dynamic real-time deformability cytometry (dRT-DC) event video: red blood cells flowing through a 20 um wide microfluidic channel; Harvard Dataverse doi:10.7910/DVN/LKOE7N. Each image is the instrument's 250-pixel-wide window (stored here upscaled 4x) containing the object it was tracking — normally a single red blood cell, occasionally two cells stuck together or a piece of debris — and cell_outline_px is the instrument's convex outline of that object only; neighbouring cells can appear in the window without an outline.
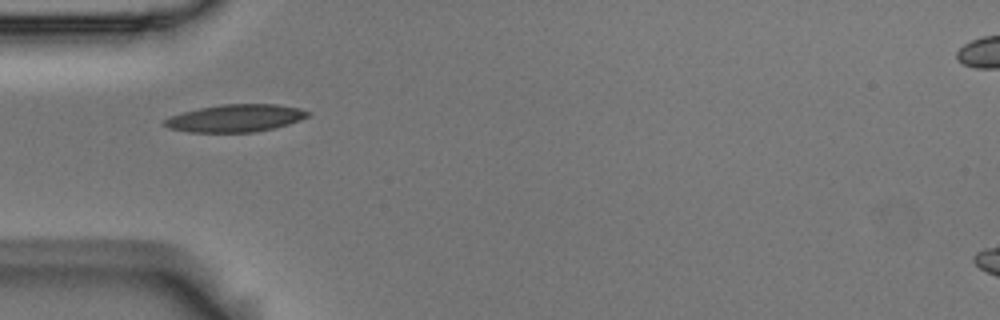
{"species": "Egyptian fruit bat (a non-hibernating species)", "species_latin": "Rousettus aegyptiacus", "temperature_condition": "room temperature", "stored_images_in_passage": 11, "camera_frame_rate_fps": 3000, "um_per_image_px": 0.085, "animal": {"sex": "male"}, "frame": {"image": 1, "passage_image": 5, "time_ms": 1.333, "image_size_px": [1000, 320], "cell_outline_px": [[312, 112], [308, 116], [300, 120], [288, 124], [272, 128], [252, 132], [188, 132], [168, 128], [160, 124], [164, 120], [172, 116], [184, 112], [200, 108], [224, 104], [276, 104], [300, 108]], "centroid_in_image_um": [20.01, 10.04], "position_along_channel_um": 65.0, "area_um2": 22.83}}
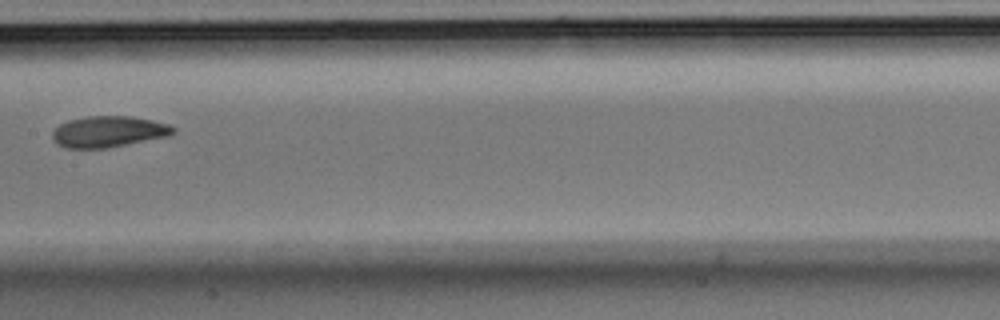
{"frame": {"image": 2, "passage_image": 8, "time_ms": 2.333, "image_size_px": [1000, 320], "cell_outline_px": [[176, 132], [164, 136], [108, 148], [64, 148], [56, 144], [52, 140], [52, 132], [60, 124], [68, 120], [88, 116], [128, 116], [152, 120], [168, 124], [176, 128]], "centroid_in_image_um": [9.16, 11.19], "position_along_channel_um": 198.2, "area_um2": 21.79}}
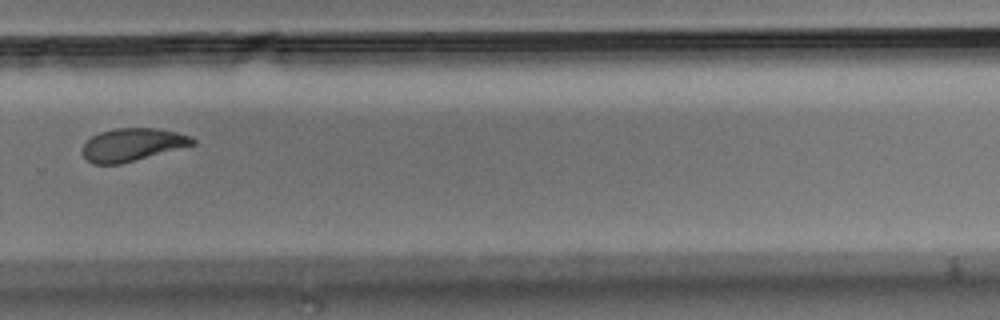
{"frame": {"image": 3, "passage_image": 11, "time_ms": 3.333, "image_size_px": [1000, 320], "cell_outline_px": [[196, 144], [120, 164], [92, 164], [84, 156], [84, 144], [92, 136], [100, 132], [112, 128], [156, 128], [176, 132], [192, 136], [196, 140]], "centroid_in_image_um": [11.28, 12.29], "position_along_channel_um": 318.5, "area_um2": 20.92}}